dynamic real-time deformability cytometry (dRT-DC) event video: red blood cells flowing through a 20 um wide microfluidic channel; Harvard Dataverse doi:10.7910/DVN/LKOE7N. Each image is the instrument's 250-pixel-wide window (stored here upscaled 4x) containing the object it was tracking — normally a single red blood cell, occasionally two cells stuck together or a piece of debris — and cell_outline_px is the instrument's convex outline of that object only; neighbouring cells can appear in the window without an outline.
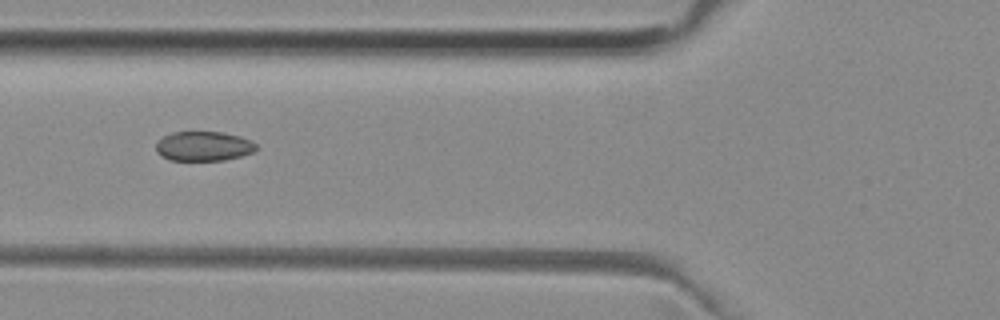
{"species": "common noctule bat (a hibernating species)", "species_latin": "Nyctalus noctula", "temperature_condition": "room temperature", "stored_images_in_passage": 6, "camera_frame_rate_fps": 3000, "um_per_image_px": 0.085, "animal": {"sex": "female", "body_mass_g": 29.2, "forearm_length_mm": 56.3}, "frame": {"image": 1, "passage_image": 4, "time_ms": 1.0, "image_size_px": [1000, 320], "cell_outline_px": [[256, 148], [252, 152], [240, 156], [224, 160], [172, 160], [160, 156], [156, 152], [156, 144], [164, 136], [172, 132], [224, 132], [240, 136], [252, 140], [256, 144]], "centroid_in_image_um": [17.3, 12.42], "position_along_channel_um": 108.5, "area_um2": 17.22}}